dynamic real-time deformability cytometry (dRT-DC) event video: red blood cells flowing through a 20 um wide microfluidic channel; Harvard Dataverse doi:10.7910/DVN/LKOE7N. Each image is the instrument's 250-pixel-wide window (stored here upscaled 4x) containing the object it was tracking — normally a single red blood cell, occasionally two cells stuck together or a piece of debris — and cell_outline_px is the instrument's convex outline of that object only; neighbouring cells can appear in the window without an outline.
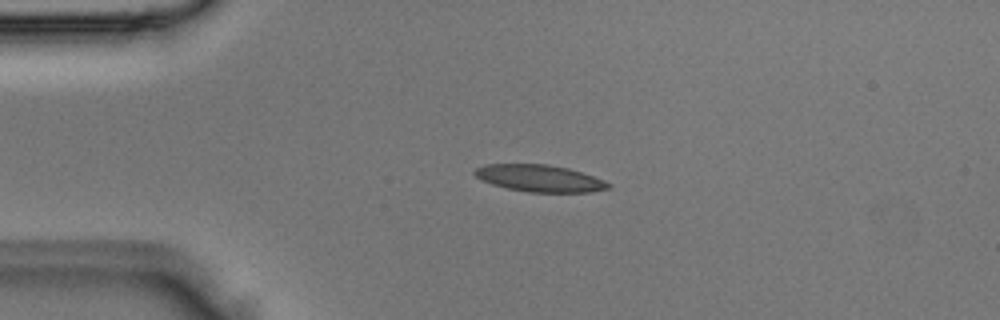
{"species": "Egyptian fruit bat (a non-hibernating species)", "species_latin": "Rousettus aegyptiacus", "temperature_condition": "room temperature", "stored_images_in_passage": 2, "camera_frame_rate_fps": 3000, "um_per_image_px": 0.085, "animal": {"sex": "male"}, "frame": {"image": 1, "passage_image": 1, "time_ms": 0.0, "image_size_px": [1000, 320], "cell_outline_px": [[612, 188], [592, 192], [528, 192], [508, 188], [492, 184], [476, 176], [472, 172], [476, 168], [484, 164], [548, 164], [568, 168], [604, 180], [612, 184]], "centroid_in_image_um": [45.9, 15.15], "position_along_channel_um": 39.1, "area_um2": 20.92}}